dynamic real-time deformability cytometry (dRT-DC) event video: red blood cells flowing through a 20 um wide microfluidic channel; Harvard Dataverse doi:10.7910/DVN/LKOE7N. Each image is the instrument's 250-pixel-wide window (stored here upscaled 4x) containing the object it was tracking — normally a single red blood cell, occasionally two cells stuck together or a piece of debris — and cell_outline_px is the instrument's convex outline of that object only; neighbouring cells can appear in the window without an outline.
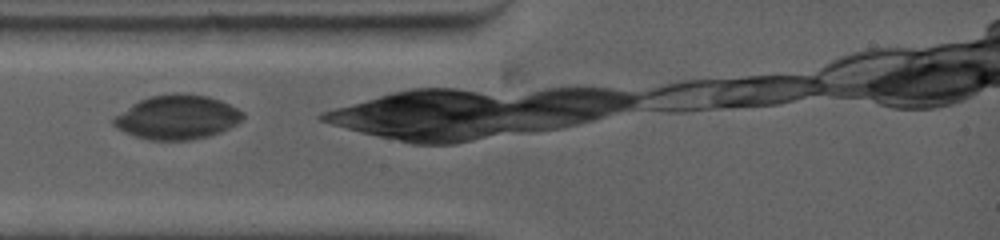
{"species": "common noctule bat (a hibernating species)", "species_latin": "Nyctalus noctula", "temperature_condition": "warm", "stored_images_in_passage": 2, "camera_frame_rate_fps": 5000, "um_per_image_px": 0.085, "animal": {"sex": "female", "body_mass_g": 19.0, "forearm_length_mm": 53.3}, "frame": {"image": 1, "passage_image": 1, "time_ms": 0.0, "image_size_px": [1000, 240], "cell_outline_px": [[244, 116], [236, 124], [220, 132], [208, 136], [192, 140], [148, 140], [124, 132], [116, 128], [112, 124], [112, 116], [132, 104], [140, 100], [152, 96], [172, 92], [176, 92], [208, 96], [220, 100], [244, 112]], "centroid_in_image_um": [15.02, 9.96], "position_along_channel_um": 70.0, "area_um2": 33.41}}